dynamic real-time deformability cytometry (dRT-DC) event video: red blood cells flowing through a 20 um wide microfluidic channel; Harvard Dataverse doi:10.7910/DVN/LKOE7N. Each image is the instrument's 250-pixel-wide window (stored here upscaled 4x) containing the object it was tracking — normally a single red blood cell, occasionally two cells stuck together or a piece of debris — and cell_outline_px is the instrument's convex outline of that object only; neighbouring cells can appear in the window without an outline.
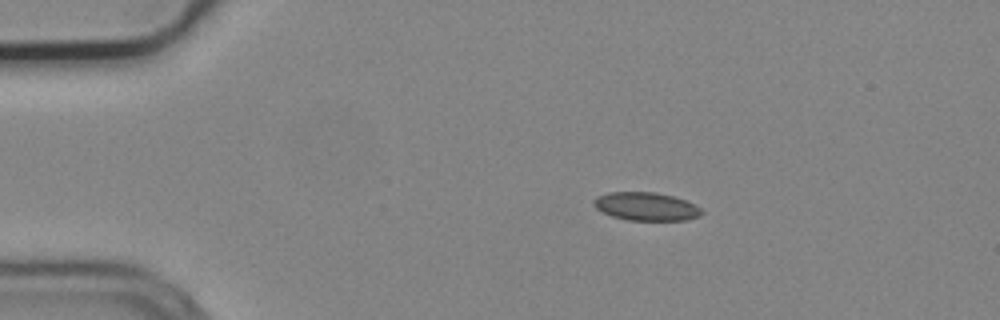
{"species": "common noctule bat (a hibernating species)", "species_latin": "Nyctalus noctula", "temperature_condition": "cold", "stored_images_in_passage": 6, "camera_frame_rate_fps": 3000, "um_per_image_px": 0.085, "animal": {"sex": "male", "body_mass_g": 19.2, "forearm_length_mm": 51.8}, "frame": {"image": 1, "passage_image": 2, "time_ms": 0.333, "image_size_px": [1000, 320], "cell_outline_px": [[704, 212], [696, 216], [684, 220], [628, 220], [612, 216], [596, 208], [592, 204], [592, 200], [596, 196], [608, 192], [656, 192], [672, 196], [684, 200], [700, 208]], "centroid_in_image_um": [54.85, 17.54], "position_along_channel_um": 30.2, "area_um2": 17.57}}
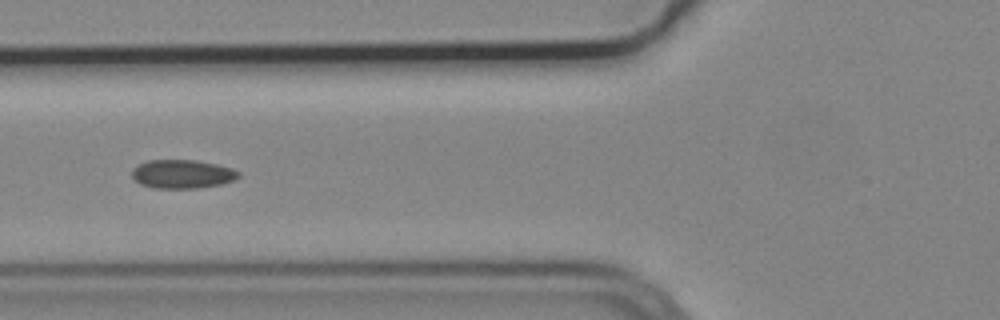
{"frame": {"image": 2, "passage_image": 5, "time_ms": 1.333, "image_size_px": [1000, 320], "cell_outline_px": [[240, 176], [236, 180], [220, 184], [196, 188], [152, 188], [140, 184], [132, 176], [132, 168], [148, 160], [196, 160], [216, 164], [232, 168], [240, 172]], "centroid_in_image_um": [15.51, 14.79], "position_along_channel_um": 110.3, "area_um2": 17.86}}
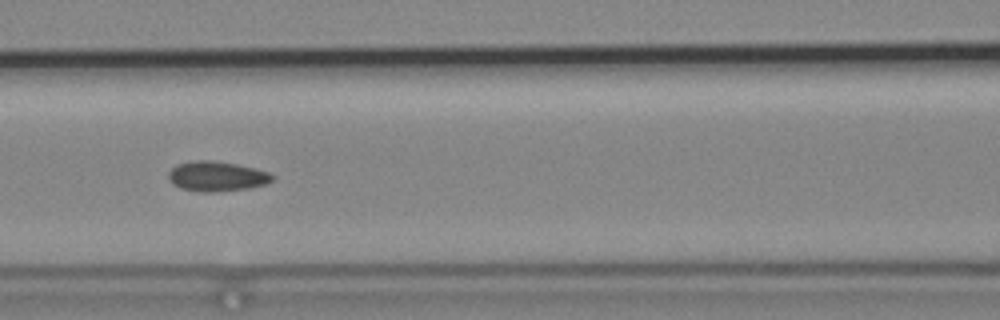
{"frame": {"image": 3, "passage_image": 6, "time_ms": 1.667, "image_size_px": [1000, 320], "cell_outline_px": [[276, 176], [268, 184], [248, 188], [212, 192], [200, 192], [180, 188], [172, 184], [168, 180], [168, 172], [176, 164], [196, 160], [212, 160], [236, 164], [256, 168], [268, 172]], "centroid_in_image_um": [18.42, 14.98], "position_along_channel_um": 148.2, "area_um2": 18.32}}